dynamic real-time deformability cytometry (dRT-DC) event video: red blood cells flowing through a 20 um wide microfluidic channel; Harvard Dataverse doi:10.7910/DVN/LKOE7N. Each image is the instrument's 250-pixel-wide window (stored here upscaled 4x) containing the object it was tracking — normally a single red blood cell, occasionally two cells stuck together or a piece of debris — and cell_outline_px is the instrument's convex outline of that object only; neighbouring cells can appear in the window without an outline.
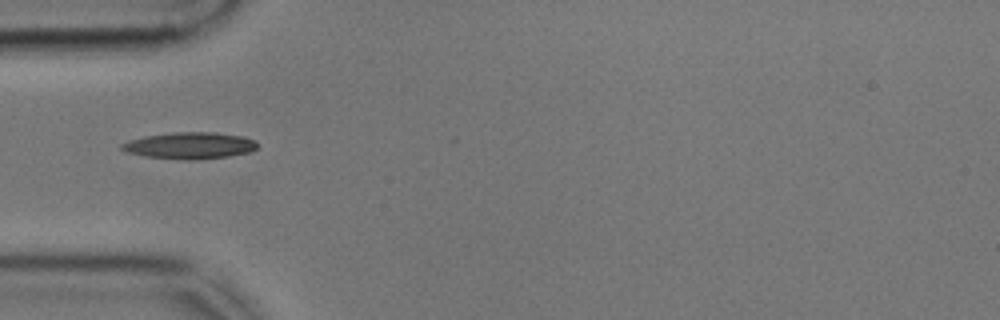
{"species": "common noctule bat (a hibernating species)", "species_latin": "Nyctalus noctula", "temperature_condition": "cold", "stored_images_in_passage": 39, "camera_frame_rate_fps": 3000, "um_per_image_px": 0.085, "animal": {"sex": "male", "body_mass_g": 17.9, "forearm_length_mm": 54.2}, "frame": {"image": 1, "passage_image": 1, "time_ms": 0.0, "image_size_px": [1000, 320], "cell_outline_px": [[256, 148], [248, 152], [228, 156], [188, 160], [144, 156], [128, 152], [120, 148], [120, 144], [144, 136], [176, 132], [212, 132], [244, 136], [256, 140]], "centroid_in_image_um": [16.14, 12.36], "position_along_channel_um": 68.9, "area_um2": 20.75}}
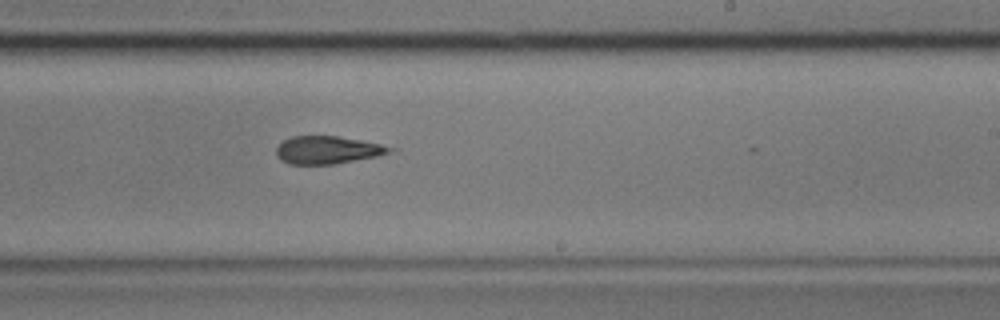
{"frame": {"image": 2, "passage_image": 17, "time_ms": 5.333, "image_size_px": [1000, 320], "cell_outline_px": [[400, 148], [392, 152], [376, 156], [332, 164], [288, 164], [280, 160], [276, 156], [276, 148], [284, 140], [292, 136], [336, 136], [360, 140]], "centroid_in_image_um": [27.85, 12.75], "position_along_channel_um": 261.2, "area_um2": 18.32}}
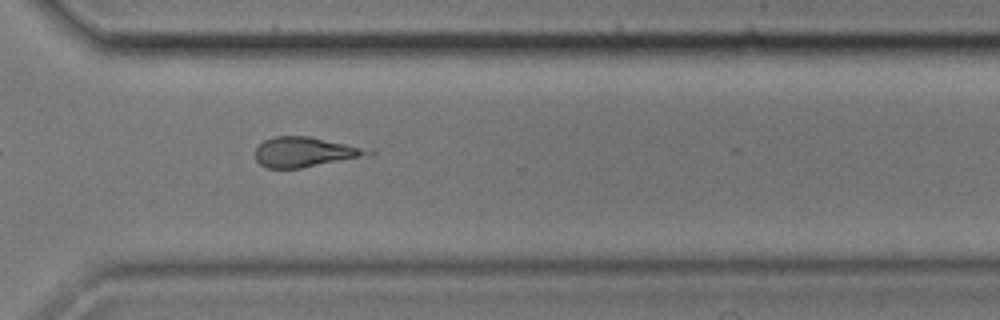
{"frame": {"image": 3, "passage_image": 24, "time_ms": 7.667, "image_size_px": [1000, 320], "cell_outline_px": [[376, 152], [360, 156], [300, 168], [268, 168], [260, 164], [256, 160], [256, 148], [264, 140], [276, 136], [308, 136], [344, 144]], "centroid_in_image_um": [25.77, 12.92], "position_along_channel_um": 344.8, "area_um2": 18.79}, "authors_computed_cell_mechanics": {"area_um2": 19.3052, "velocity_mm_per_s": 3.5943, "shape_relaxation_time_tau1_ms": 4.211, "shape_relaxation_time_tau2_ms": 3.1779, "deformation_change_tau1": 0.1241, "deformation_change_tau2": 0.1341}}